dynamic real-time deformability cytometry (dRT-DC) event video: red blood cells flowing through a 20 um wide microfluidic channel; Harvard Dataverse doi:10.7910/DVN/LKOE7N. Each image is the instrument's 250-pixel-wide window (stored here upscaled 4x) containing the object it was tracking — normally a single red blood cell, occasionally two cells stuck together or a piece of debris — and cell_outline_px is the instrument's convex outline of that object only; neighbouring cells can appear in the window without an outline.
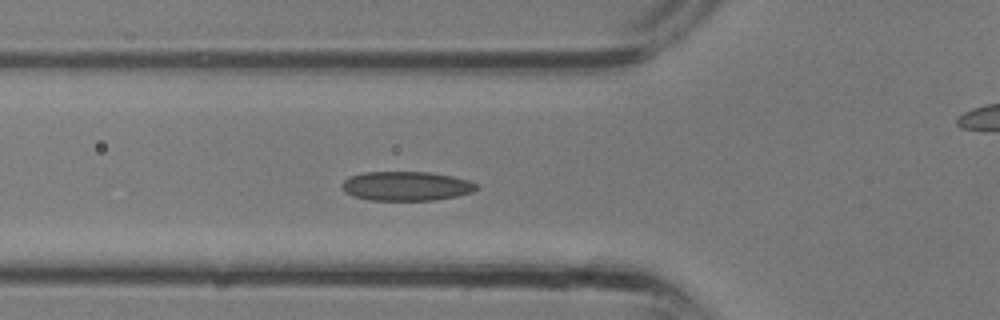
{"species": "common noctule bat (a hibernating species)", "species_latin": "Nyctalus noctula", "temperature_condition": "room temperature", "stored_images_in_passage": 20, "camera_frame_rate_fps": 3000, "um_per_image_px": 0.085, "animal": {"sex": "male", "body_mass_g": 13.3}, "frame": {"image": 1, "passage_image": 8, "time_ms": 2.333, "image_size_px": [1000, 320], "cell_outline_px": [[480, 188], [472, 192], [456, 196], [436, 200], [368, 200], [352, 196], [344, 192], [340, 184], [348, 176], [364, 172], [428, 172], [452, 176], [468, 180], [476, 184]], "centroid_in_image_um": [34.49, 15.82], "position_along_channel_um": 91.3, "area_um2": 23.12}}
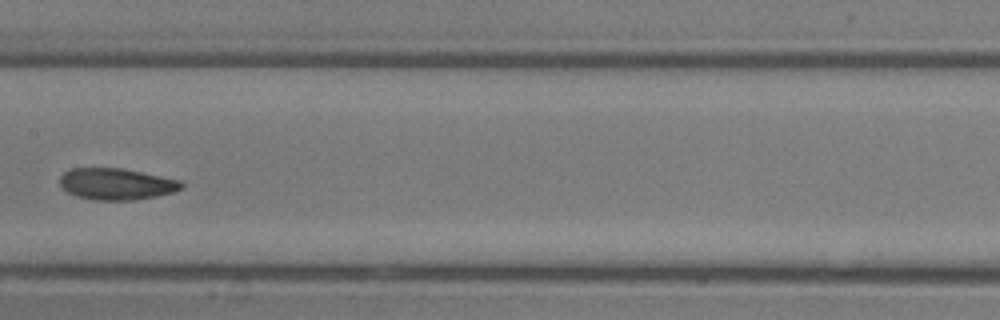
{"frame": {"image": 2, "passage_image": 13, "time_ms": 4.0, "image_size_px": [1000, 320], "cell_outline_px": [[184, 188], [172, 192], [156, 196], [132, 200], [96, 200], [76, 196], [68, 192], [60, 184], [60, 176], [64, 172], [72, 168], [120, 168], [180, 180], [184, 184]], "centroid_in_image_um": [9.89, 15.64], "position_along_channel_um": 197.5, "area_um2": 22.14}}
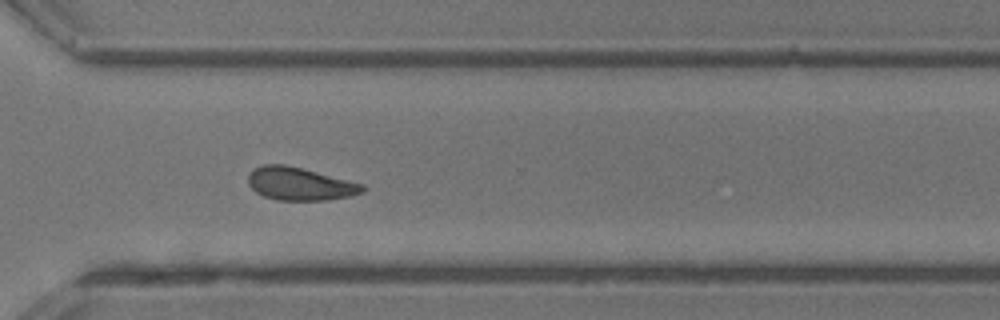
{"frame": {"image": 3, "passage_image": 20, "time_ms": 6.333, "image_size_px": [1000, 320], "cell_outline_px": [[368, 188], [364, 192], [352, 196], [328, 200], [276, 200], [264, 196], [256, 192], [248, 184], [248, 176], [256, 168], [264, 164], [284, 164], [364, 184]], "centroid_in_image_um": [25.53, 15.64], "position_along_channel_um": 345.1, "area_um2": 21.85}}